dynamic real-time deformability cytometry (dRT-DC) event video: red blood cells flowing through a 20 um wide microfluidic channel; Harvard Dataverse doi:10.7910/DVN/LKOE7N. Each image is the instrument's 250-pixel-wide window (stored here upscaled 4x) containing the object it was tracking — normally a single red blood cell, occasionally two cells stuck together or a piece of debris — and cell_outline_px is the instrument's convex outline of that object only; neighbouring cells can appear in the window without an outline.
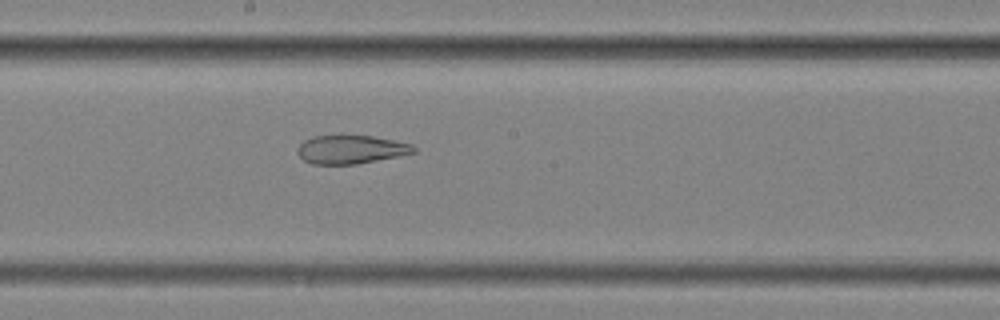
{"species": "common noctule bat (a hibernating species)", "species_latin": "Nyctalus noctula", "temperature_condition": "cold", "stored_images_in_passage": 57, "segment_of_instrument_passage": [2, 2], "camera_frame_rate_fps": 3000, "um_per_image_px": 0.085, "animal": {"sex": "female", "body_mass_g": 25.1}, "frame": {"image": 1, "passage_image": 32, "time_ms": 10.333, "image_size_px": [1000, 320], "cell_outline_px": [[416, 152], [356, 164], [312, 164], [304, 160], [296, 152], [296, 148], [304, 140], [312, 136], [340, 132], [372, 136], [412, 144], [416, 148]], "centroid_in_image_um": [29.75, 12.65], "position_along_channel_um": 218.4, "area_um2": 19.94}}
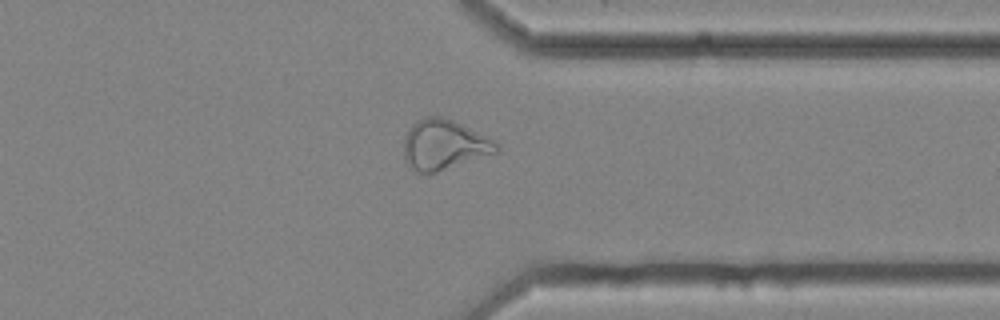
{"frame": {"image": 2, "passage_image": 45, "time_ms": 14.667, "image_size_px": [1000, 320], "cell_outline_px": [[500, 148], [496, 152], [436, 172], [416, 172], [408, 164], [404, 156], [404, 136], [408, 128], [416, 120], [424, 116], [440, 116], [452, 120], [488, 136], [496, 140], [500, 144]], "centroid_in_image_um": [37.73, 12.27], "position_along_channel_um": 373.7, "area_um2": 26.93}}
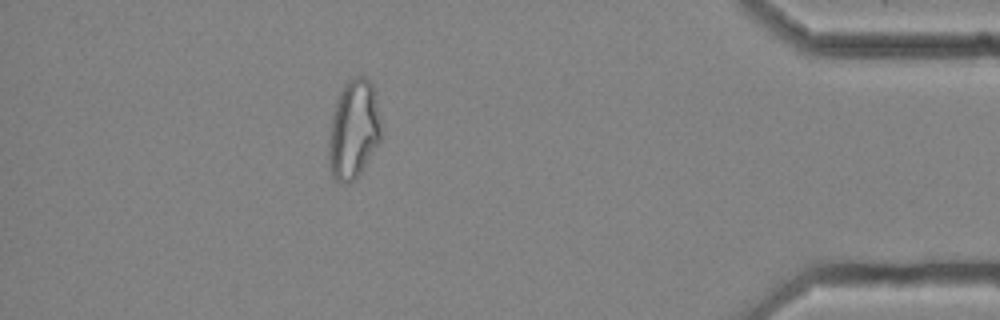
{"frame": {"image": 3, "passage_image": 51, "time_ms": 16.667, "image_size_px": [1000, 320], "cell_outline_px": [[380, 140], [360, 172], [348, 184], [344, 184], [336, 180], [332, 176], [328, 164], [328, 140], [332, 116], [336, 100], [344, 84], [348, 80], [356, 76], [364, 76], [372, 84], [380, 120]], "centroid_in_image_um": [30.02, 11.02], "position_along_channel_um": 405.2, "area_um2": 29.94}}